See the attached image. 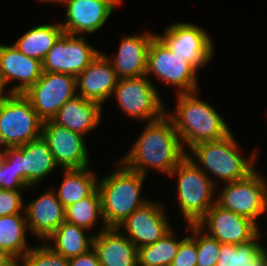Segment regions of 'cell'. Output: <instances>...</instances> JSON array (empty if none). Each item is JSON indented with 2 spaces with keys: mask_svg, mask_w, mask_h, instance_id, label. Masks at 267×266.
Instances as JSON below:
<instances>
[{
  "mask_svg": "<svg viewBox=\"0 0 267 266\" xmlns=\"http://www.w3.org/2000/svg\"><path fill=\"white\" fill-rule=\"evenodd\" d=\"M69 266H100L96 251L92 248L87 253L69 258Z\"/></svg>",
  "mask_w": 267,
  "mask_h": 266,
  "instance_id": "36",
  "label": "cell"
},
{
  "mask_svg": "<svg viewBox=\"0 0 267 266\" xmlns=\"http://www.w3.org/2000/svg\"><path fill=\"white\" fill-rule=\"evenodd\" d=\"M173 54L190 62L197 70L204 67L213 56V44L208 33L190 23L170 25L163 35H157Z\"/></svg>",
  "mask_w": 267,
  "mask_h": 266,
  "instance_id": "11",
  "label": "cell"
},
{
  "mask_svg": "<svg viewBox=\"0 0 267 266\" xmlns=\"http://www.w3.org/2000/svg\"><path fill=\"white\" fill-rule=\"evenodd\" d=\"M232 133L221 140L203 142L193 146L190 151L194 154V159L190 154L187 155L198 165V167L209 176L218 177L225 183H231L246 178L254 171V161L257 154L253 153L249 159L240 154L238 143H236ZM205 169L207 171H205Z\"/></svg>",
  "mask_w": 267,
  "mask_h": 266,
  "instance_id": "4",
  "label": "cell"
},
{
  "mask_svg": "<svg viewBox=\"0 0 267 266\" xmlns=\"http://www.w3.org/2000/svg\"><path fill=\"white\" fill-rule=\"evenodd\" d=\"M99 217L103 221L101 198L98 189L89 197L81 199L65 208V221L83 227L88 231L94 227Z\"/></svg>",
  "mask_w": 267,
  "mask_h": 266,
  "instance_id": "29",
  "label": "cell"
},
{
  "mask_svg": "<svg viewBox=\"0 0 267 266\" xmlns=\"http://www.w3.org/2000/svg\"><path fill=\"white\" fill-rule=\"evenodd\" d=\"M260 175L253 171L242 180L226 183L216 203L258 224V217L267 211V182Z\"/></svg>",
  "mask_w": 267,
  "mask_h": 266,
  "instance_id": "9",
  "label": "cell"
},
{
  "mask_svg": "<svg viewBox=\"0 0 267 266\" xmlns=\"http://www.w3.org/2000/svg\"><path fill=\"white\" fill-rule=\"evenodd\" d=\"M196 71L190 62L173 54L172 50L156 35L149 46L146 76L150 74L177 86L179 93H192L198 90Z\"/></svg>",
  "mask_w": 267,
  "mask_h": 266,
  "instance_id": "8",
  "label": "cell"
},
{
  "mask_svg": "<svg viewBox=\"0 0 267 266\" xmlns=\"http://www.w3.org/2000/svg\"><path fill=\"white\" fill-rule=\"evenodd\" d=\"M76 77L67 73L42 72L39 80L23 95L29 100L38 117L52 120L57 111L77 95Z\"/></svg>",
  "mask_w": 267,
  "mask_h": 266,
  "instance_id": "10",
  "label": "cell"
},
{
  "mask_svg": "<svg viewBox=\"0 0 267 266\" xmlns=\"http://www.w3.org/2000/svg\"><path fill=\"white\" fill-rule=\"evenodd\" d=\"M259 235L260 232L252 240L241 244L221 243L216 266H240L242 263L254 262L262 254Z\"/></svg>",
  "mask_w": 267,
  "mask_h": 266,
  "instance_id": "30",
  "label": "cell"
},
{
  "mask_svg": "<svg viewBox=\"0 0 267 266\" xmlns=\"http://www.w3.org/2000/svg\"><path fill=\"white\" fill-rule=\"evenodd\" d=\"M196 240L191 236L182 238L178 252L170 266H197Z\"/></svg>",
  "mask_w": 267,
  "mask_h": 266,
  "instance_id": "33",
  "label": "cell"
},
{
  "mask_svg": "<svg viewBox=\"0 0 267 266\" xmlns=\"http://www.w3.org/2000/svg\"><path fill=\"white\" fill-rule=\"evenodd\" d=\"M197 93H177L176 112L167 114L183 148L186 144L189 150L203 142L221 140L231 133L223 117L207 101L196 97Z\"/></svg>",
  "mask_w": 267,
  "mask_h": 266,
  "instance_id": "2",
  "label": "cell"
},
{
  "mask_svg": "<svg viewBox=\"0 0 267 266\" xmlns=\"http://www.w3.org/2000/svg\"><path fill=\"white\" fill-rule=\"evenodd\" d=\"M17 266H69V259L53 251L47 244L31 249L19 259Z\"/></svg>",
  "mask_w": 267,
  "mask_h": 266,
  "instance_id": "32",
  "label": "cell"
},
{
  "mask_svg": "<svg viewBox=\"0 0 267 266\" xmlns=\"http://www.w3.org/2000/svg\"><path fill=\"white\" fill-rule=\"evenodd\" d=\"M102 106L76 95L68 100L52 118V122L70 131L86 135L101 121Z\"/></svg>",
  "mask_w": 267,
  "mask_h": 266,
  "instance_id": "23",
  "label": "cell"
},
{
  "mask_svg": "<svg viewBox=\"0 0 267 266\" xmlns=\"http://www.w3.org/2000/svg\"><path fill=\"white\" fill-rule=\"evenodd\" d=\"M85 230L87 229L65 221L47 238V241H54L51 242L54 245H47L68 259L87 253L93 248L94 236H86Z\"/></svg>",
  "mask_w": 267,
  "mask_h": 266,
  "instance_id": "25",
  "label": "cell"
},
{
  "mask_svg": "<svg viewBox=\"0 0 267 266\" xmlns=\"http://www.w3.org/2000/svg\"><path fill=\"white\" fill-rule=\"evenodd\" d=\"M113 94L122 113L134 119L151 122L166 113L162 98L146 75L119 79Z\"/></svg>",
  "mask_w": 267,
  "mask_h": 266,
  "instance_id": "7",
  "label": "cell"
},
{
  "mask_svg": "<svg viewBox=\"0 0 267 266\" xmlns=\"http://www.w3.org/2000/svg\"><path fill=\"white\" fill-rule=\"evenodd\" d=\"M22 190H9L0 188V217L10 216L24 209ZM21 209V210H20Z\"/></svg>",
  "mask_w": 267,
  "mask_h": 266,
  "instance_id": "34",
  "label": "cell"
},
{
  "mask_svg": "<svg viewBox=\"0 0 267 266\" xmlns=\"http://www.w3.org/2000/svg\"><path fill=\"white\" fill-rule=\"evenodd\" d=\"M41 137L47 142L57 166L64 169L88 167L90 160L84 135L47 120L42 123Z\"/></svg>",
  "mask_w": 267,
  "mask_h": 266,
  "instance_id": "14",
  "label": "cell"
},
{
  "mask_svg": "<svg viewBox=\"0 0 267 266\" xmlns=\"http://www.w3.org/2000/svg\"><path fill=\"white\" fill-rule=\"evenodd\" d=\"M0 146L4 147V150L0 148V157L3 156L5 154V152L7 151V149L9 148V146L6 144L3 135L0 133Z\"/></svg>",
  "mask_w": 267,
  "mask_h": 266,
  "instance_id": "39",
  "label": "cell"
},
{
  "mask_svg": "<svg viewBox=\"0 0 267 266\" xmlns=\"http://www.w3.org/2000/svg\"><path fill=\"white\" fill-rule=\"evenodd\" d=\"M157 34L141 33L121 39L116 58L106 56L119 79L136 78L146 75L148 50L152 39Z\"/></svg>",
  "mask_w": 267,
  "mask_h": 266,
  "instance_id": "21",
  "label": "cell"
},
{
  "mask_svg": "<svg viewBox=\"0 0 267 266\" xmlns=\"http://www.w3.org/2000/svg\"><path fill=\"white\" fill-rule=\"evenodd\" d=\"M38 1H40V2H46V3H48V2H55V3H57L58 2V4H59L62 0H38Z\"/></svg>",
  "mask_w": 267,
  "mask_h": 266,
  "instance_id": "41",
  "label": "cell"
},
{
  "mask_svg": "<svg viewBox=\"0 0 267 266\" xmlns=\"http://www.w3.org/2000/svg\"><path fill=\"white\" fill-rule=\"evenodd\" d=\"M42 123L23 94L9 93L0 99V133L9 147L41 137Z\"/></svg>",
  "mask_w": 267,
  "mask_h": 266,
  "instance_id": "6",
  "label": "cell"
},
{
  "mask_svg": "<svg viewBox=\"0 0 267 266\" xmlns=\"http://www.w3.org/2000/svg\"><path fill=\"white\" fill-rule=\"evenodd\" d=\"M63 33L59 23L42 24L29 29L13 45L24 55L42 62Z\"/></svg>",
  "mask_w": 267,
  "mask_h": 266,
  "instance_id": "24",
  "label": "cell"
},
{
  "mask_svg": "<svg viewBox=\"0 0 267 266\" xmlns=\"http://www.w3.org/2000/svg\"><path fill=\"white\" fill-rule=\"evenodd\" d=\"M27 229L40 240H46L63 222L65 208L57 198L55 190H48L24 206Z\"/></svg>",
  "mask_w": 267,
  "mask_h": 266,
  "instance_id": "20",
  "label": "cell"
},
{
  "mask_svg": "<svg viewBox=\"0 0 267 266\" xmlns=\"http://www.w3.org/2000/svg\"><path fill=\"white\" fill-rule=\"evenodd\" d=\"M65 21L60 23L64 33L92 34L104 25L118 4L113 0H62Z\"/></svg>",
  "mask_w": 267,
  "mask_h": 266,
  "instance_id": "17",
  "label": "cell"
},
{
  "mask_svg": "<svg viewBox=\"0 0 267 266\" xmlns=\"http://www.w3.org/2000/svg\"><path fill=\"white\" fill-rule=\"evenodd\" d=\"M115 172L98 181L103 224L118 227L136 209L149 200L141 197L146 176L128 169L121 161Z\"/></svg>",
  "mask_w": 267,
  "mask_h": 266,
  "instance_id": "3",
  "label": "cell"
},
{
  "mask_svg": "<svg viewBox=\"0 0 267 266\" xmlns=\"http://www.w3.org/2000/svg\"><path fill=\"white\" fill-rule=\"evenodd\" d=\"M26 228V216L20 213L0 217V249L5 250L17 262L31 249L26 245Z\"/></svg>",
  "mask_w": 267,
  "mask_h": 266,
  "instance_id": "27",
  "label": "cell"
},
{
  "mask_svg": "<svg viewBox=\"0 0 267 266\" xmlns=\"http://www.w3.org/2000/svg\"><path fill=\"white\" fill-rule=\"evenodd\" d=\"M28 187L26 183L16 176V172L8 161L0 157V188L9 190H22Z\"/></svg>",
  "mask_w": 267,
  "mask_h": 266,
  "instance_id": "35",
  "label": "cell"
},
{
  "mask_svg": "<svg viewBox=\"0 0 267 266\" xmlns=\"http://www.w3.org/2000/svg\"><path fill=\"white\" fill-rule=\"evenodd\" d=\"M115 1L117 4H120L122 0H113Z\"/></svg>",
  "mask_w": 267,
  "mask_h": 266,
  "instance_id": "43",
  "label": "cell"
},
{
  "mask_svg": "<svg viewBox=\"0 0 267 266\" xmlns=\"http://www.w3.org/2000/svg\"><path fill=\"white\" fill-rule=\"evenodd\" d=\"M88 168L64 169L63 181L55 191L64 208L89 197L97 189L98 178Z\"/></svg>",
  "mask_w": 267,
  "mask_h": 266,
  "instance_id": "26",
  "label": "cell"
},
{
  "mask_svg": "<svg viewBox=\"0 0 267 266\" xmlns=\"http://www.w3.org/2000/svg\"><path fill=\"white\" fill-rule=\"evenodd\" d=\"M187 225V228L191 229V236L196 240L197 266H216L221 243L217 239L209 236L204 231V228H201L199 225Z\"/></svg>",
  "mask_w": 267,
  "mask_h": 266,
  "instance_id": "31",
  "label": "cell"
},
{
  "mask_svg": "<svg viewBox=\"0 0 267 266\" xmlns=\"http://www.w3.org/2000/svg\"><path fill=\"white\" fill-rule=\"evenodd\" d=\"M5 87L3 86L1 79H0V99H2L4 96H6V94H4L5 92Z\"/></svg>",
  "mask_w": 267,
  "mask_h": 266,
  "instance_id": "40",
  "label": "cell"
},
{
  "mask_svg": "<svg viewBox=\"0 0 267 266\" xmlns=\"http://www.w3.org/2000/svg\"><path fill=\"white\" fill-rule=\"evenodd\" d=\"M43 72L42 62L21 53L13 44H0V79L4 87L18 80L9 93L23 94L34 85Z\"/></svg>",
  "mask_w": 267,
  "mask_h": 266,
  "instance_id": "18",
  "label": "cell"
},
{
  "mask_svg": "<svg viewBox=\"0 0 267 266\" xmlns=\"http://www.w3.org/2000/svg\"><path fill=\"white\" fill-rule=\"evenodd\" d=\"M0 266H17V261L5 250L0 249Z\"/></svg>",
  "mask_w": 267,
  "mask_h": 266,
  "instance_id": "37",
  "label": "cell"
},
{
  "mask_svg": "<svg viewBox=\"0 0 267 266\" xmlns=\"http://www.w3.org/2000/svg\"><path fill=\"white\" fill-rule=\"evenodd\" d=\"M209 236L220 243L241 244L252 240L259 232V225L254 221L215 203L197 223Z\"/></svg>",
  "mask_w": 267,
  "mask_h": 266,
  "instance_id": "15",
  "label": "cell"
},
{
  "mask_svg": "<svg viewBox=\"0 0 267 266\" xmlns=\"http://www.w3.org/2000/svg\"><path fill=\"white\" fill-rule=\"evenodd\" d=\"M262 254H263V256L266 258V266H267V251H266V249L263 247V245H262Z\"/></svg>",
  "mask_w": 267,
  "mask_h": 266,
  "instance_id": "42",
  "label": "cell"
},
{
  "mask_svg": "<svg viewBox=\"0 0 267 266\" xmlns=\"http://www.w3.org/2000/svg\"><path fill=\"white\" fill-rule=\"evenodd\" d=\"M93 249L100 266H138L137 247L117 227L103 225L94 235Z\"/></svg>",
  "mask_w": 267,
  "mask_h": 266,
  "instance_id": "22",
  "label": "cell"
},
{
  "mask_svg": "<svg viewBox=\"0 0 267 266\" xmlns=\"http://www.w3.org/2000/svg\"><path fill=\"white\" fill-rule=\"evenodd\" d=\"M240 266H266V258L261 254L254 262L242 263Z\"/></svg>",
  "mask_w": 267,
  "mask_h": 266,
  "instance_id": "38",
  "label": "cell"
},
{
  "mask_svg": "<svg viewBox=\"0 0 267 266\" xmlns=\"http://www.w3.org/2000/svg\"><path fill=\"white\" fill-rule=\"evenodd\" d=\"M3 157L28 187L38 184L57 167L42 137L18 147H9Z\"/></svg>",
  "mask_w": 267,
  "mask_h": 266,
  "instance_id": "13",
  "label": "cell"
},
{
  "mask_svg": "<svg viewBox=\"0 0 267 266\" xmlns=\"http://www.w3.org/2000/svg\"><path fill=\"white\" fill-rule=\"evenodd\" d=\"M136 143L120 161L130 170L147 176L150 168L170 174L187 155L172 119L166 114L148 122Z\"/></svg>",
  "mask_w": 267,
  "mask_h": 266,
  "instance_id": "1",
  "label": "cell"
},
{
  "mask_svg": "<svg viewBox=\"0 0 267 266\" xmlns=\"http://www.w3.org/2000/svg\"><path fill=\"white\" fill-rule=\"evenodd\" d=\"M169 175L178 177V205L181 215L188 224H197L216 203L213 192L217 182L208 177L188 155Z\"/></svg>",
  "mask_w": 267,
  "mask_h": 266,
  "instance_id": "5",
  "label": "cell"
},
{
  "mask_svg": "<svg viewBox=\"0 0 267 266\" xmlns=\"http://www.w3.org/2000/svg\"><path fill=\"white\" fill-rule=\"evenodd\" d=\"M149 200L136 209L117 228L125 229V236L137 249L153 244L171 229L163 206Z\"/></svg>",
  "mask_w": 267,
  "mask_h": 266,
  "instance_id": "16",
  "label": "cell"
},
{
  "mask_svg": "<svg viewBox=\"0 0 267 266\" xmlns=\"http://www.w3.org/2000/svg\"><path fill=\"white\" fill-rule=\"evenodd\" d=\"M100 53L85 42L83 36L63 33L42 61L44 72L67 73L77 76Z\"/></svg>",
  "mask_w": 267,
  "mask_h": 266,
  "instance_id": "12",
  "label": "cell"
},
{
  "mask_svg": "<svg viewBox=\"0 0 267 266\" xmlns=\"http://www.w3.org/2000/svg\"><path fill=\"white\" fill-rule=\"evenodd\" d=\"M119 78L105 54L100 52L97 57L76 76L77 95L101 106L113 95Z\"/></svg>",
  "mask_w": 267,
  "mask_h": 266,
  "instance_id": "19",
  "label": "cell"
},
{
  "mask_svg": "<svg viewBox=\"0 0 267 266\" xmlns=\"http://www.w3.org/2000/svg\"><path fill=\"white\" fill-rule=\"evenodd\" d=\"M171 229L157 242L138 249V266H170L174 260L180 242Z\"/></svg>",
  "mask_w": 267,
  "mask_h": 266,
  "instance_id": "28",
  "label": "cell"
}]
</instances>
